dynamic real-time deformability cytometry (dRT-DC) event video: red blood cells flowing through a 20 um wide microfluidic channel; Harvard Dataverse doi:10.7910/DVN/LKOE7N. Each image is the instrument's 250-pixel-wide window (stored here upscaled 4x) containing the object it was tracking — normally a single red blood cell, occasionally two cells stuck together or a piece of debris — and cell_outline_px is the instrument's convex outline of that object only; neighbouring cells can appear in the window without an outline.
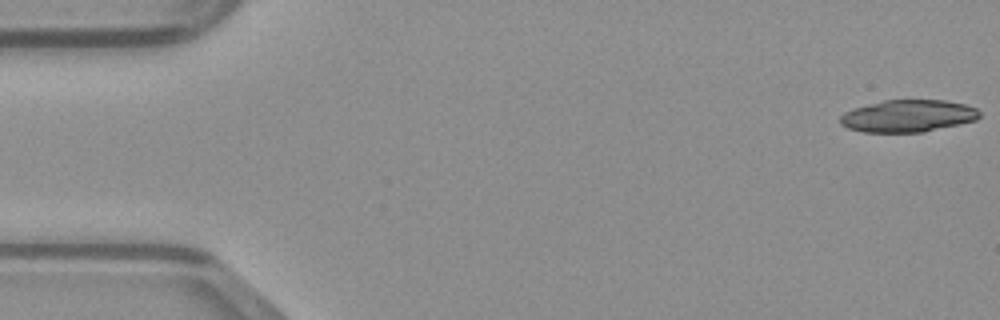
{"species": "common noctule bat (a hibernating species)", "species_latin": "Nyctalus noctula", "temperature_condition": "warm", "stored_images_in_passage": 48, "camera_frame_rate_fps": 3000, "um_per_image_px": 0.085, "animal": {"sex": "male", "body_mass_g": 23.1, "forearm_length_mm": 52.7}, "frame": {"image": 1, "passage_image": 1, "time_ms": 0.0, "image_size_px": [1000, 320], "cell_outline_px": [[980, 116], [976, 120], [960, 124], [924, 132], [864, 132], [848, 128], [840, 124], [840, 116], [844, 112], [852, 108], [884, 100], [944, 100], [964, 104], [976, 108], [980, 112]], "centroid_in_image_um": [77.17, 9.85], "position_along_channel_um": 7.8, "area_um2": 26.18}}
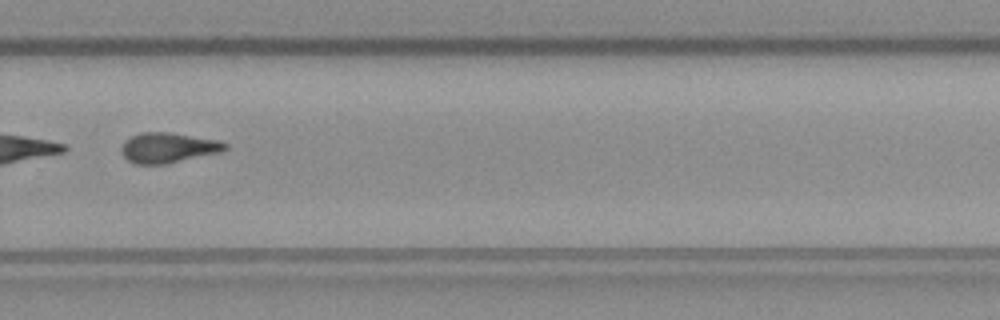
{"frame": {"image": 2, "passage_image": 33, "time_ms": 10.667, "image_size_px": [1000, 320], "cell_outline_px": [[228, 148], [224, 152], [164, 164], [136, 164], [128, 160], [124, 156], [120, 148], [124, 140], [140, 132], [168, 132], [220, 140], [228, 144]], "centroid_in_image_um": [14.32, 12.55], "position_along_channel_um": 315.5, "area_um2": 18.44}}